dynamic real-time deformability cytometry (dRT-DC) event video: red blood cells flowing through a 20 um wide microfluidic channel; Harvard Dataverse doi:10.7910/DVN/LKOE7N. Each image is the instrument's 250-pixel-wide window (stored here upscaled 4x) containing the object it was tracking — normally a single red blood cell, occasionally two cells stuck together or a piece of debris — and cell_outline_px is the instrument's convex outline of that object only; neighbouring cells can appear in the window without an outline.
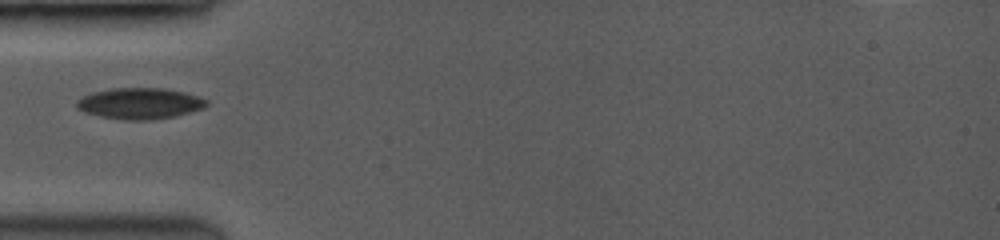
{"species": "common noctule bat (a hibernating species)", "species_latin": "Nyctalus noctula", "temperature_condition": "room temperature", "stored_images_in_passage": 3, "camera_frame_rate_fps": 3500, "um_per_image_px": 0.085, "animal": {"sex": "female", "body_mass_g": 19.0, "forearm_length_mm": 53.3}, "frame": {"image": 1, "passage_image": 1, "time_ms": 0.0, "image_size_px": [1000, 240], "cell_outline_px": [[208, 104], [200, 108], [188, 112], [172, 116], [144, 120], [124, 120], [100, 116], [88, 112], [80, 108], [76, 104], [84, 96], [96, 92], [112, 88], [164, 88], [196, 96], [208, 100]], "centroid_in_image_um": [11.89, 8.79], "position_along_channel_um": 73.1, "area_um2": 22.66}}